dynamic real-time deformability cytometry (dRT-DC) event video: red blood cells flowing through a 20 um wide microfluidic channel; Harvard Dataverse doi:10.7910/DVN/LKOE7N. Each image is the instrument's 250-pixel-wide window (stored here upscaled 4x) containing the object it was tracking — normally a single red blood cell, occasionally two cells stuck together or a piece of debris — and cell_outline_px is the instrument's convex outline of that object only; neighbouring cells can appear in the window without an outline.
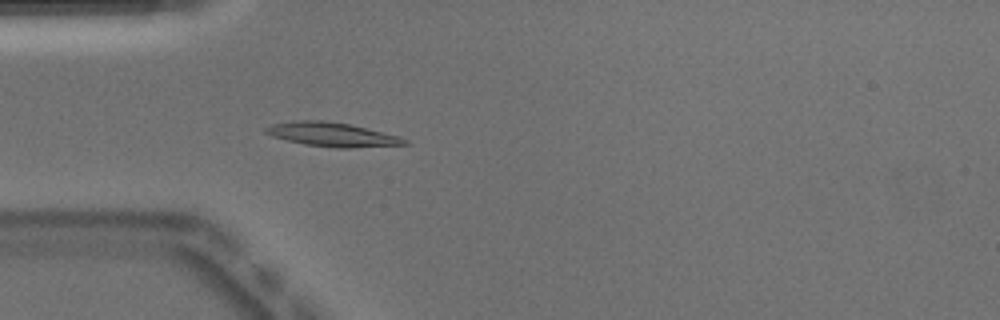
{"species": "Egyptian fruit bat (a non-hibernating species)", "species_latin": "Rousettus aegyptiacus", "temperature_condition": "warm", "stored_images_in_passage": 51, "camera_frame_rate_fps": 3000, "um_per_image_px": 0.085, "animal": {"sex": "male"}, "frame": {"image": 1, "passage_image": 15, "time_ms": 4.667, "image_size_px": [1000, 320], "cell_outline_px": [[408, 144], [348, 148], [336, 148], [304, 144], [272, 136], [264, 132], [264, 128], [272, 124], [296, 120], [324, 120], [348, 124], [400, 136], [408, 140]], "centroid_in_image_um": [28.22, 11.43], "position_along_channel_um": 56.8, "area_um2": 19.31}, "authors_computed_cell_mechanics": {"area_um2": 17.8024, "velocity_mm_per_s": 3.8934, "shape_relaxation_time_tau1_ms": 4.79, "shape_relaxation_time_tau2_ms": 2.8824, "deformation_change_tau1": 0.1899, "deformation_change_tau2": 0.0885}}